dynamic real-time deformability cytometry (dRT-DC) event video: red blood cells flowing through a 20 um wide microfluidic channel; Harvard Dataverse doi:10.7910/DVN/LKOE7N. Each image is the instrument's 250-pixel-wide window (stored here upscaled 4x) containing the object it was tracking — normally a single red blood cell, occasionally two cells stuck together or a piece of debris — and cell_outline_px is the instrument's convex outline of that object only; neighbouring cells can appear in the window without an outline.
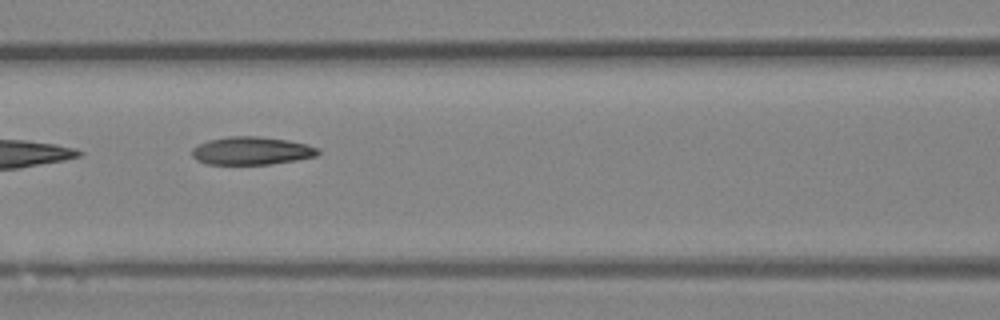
{"species": "Egyptian fruit bat (a non-hibernating species)", "species_latin": "Rousettus aegyptiacus", "temperature_condition": "room temperature", "stored_images_in_passage": 9, "camera_frame_rate_fps": 3000, "um_per_image_px": 0.085, "animal": {"sex": "female"}, "frame": {"image": 1, "passage_image": 6, "time_ms": 1.667, "image_size_px": [1000, 320], "cell_outline_px": [[320, 152], [316, 156], [296, 160], [272, 164], [208, 164], [196, 160], [192, 156], [192, 148], [208, 140], [228, 136], [256, 136], [288, 140], [308, 144], [320, 148]], "centroid_in_image_um": [21.41, 12.81], "position_along_channel_um": 145.2, "area_um2": 20.63}}
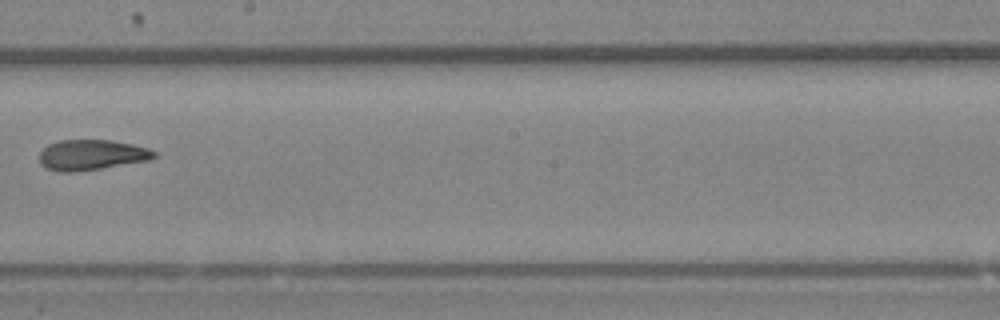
{"frame": {"image": 2, "passage_image": 8, "time_ms": 2.333, "image_size_px": [1000, 320], "cell_outline_px": [[156, 156], [148, 160], [76, 172], [60, 172], [44, 168], [40, 164], [40, 152], [48, 144], [60, 140], [112, 140], [132, 144], [148, 148], [156, 152]], "centroid_in_image_um": [7.74, 13.16], "position_along_channel_um": 240.5, "area_um2": 20.29}}
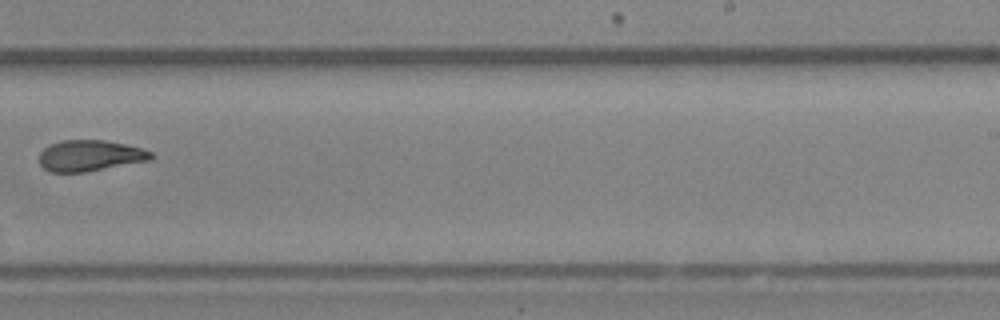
{"frame": {"image": 3, "passage_image": 9, "time_ms": 2.667, "image_size_px": [1000, 320], "cell_outline_px": [[156, 156], [148, 160], [84, 172], [48, 172], [40, 164], [40, 152], [44, 148], [60, 140], [104, 140], [124, 144], [140, 148], [152, 152]], "centroid_in_image_um": [7.62, 13.23], "position_along_channel_um": 281.4, "area_um2": 20.0}}